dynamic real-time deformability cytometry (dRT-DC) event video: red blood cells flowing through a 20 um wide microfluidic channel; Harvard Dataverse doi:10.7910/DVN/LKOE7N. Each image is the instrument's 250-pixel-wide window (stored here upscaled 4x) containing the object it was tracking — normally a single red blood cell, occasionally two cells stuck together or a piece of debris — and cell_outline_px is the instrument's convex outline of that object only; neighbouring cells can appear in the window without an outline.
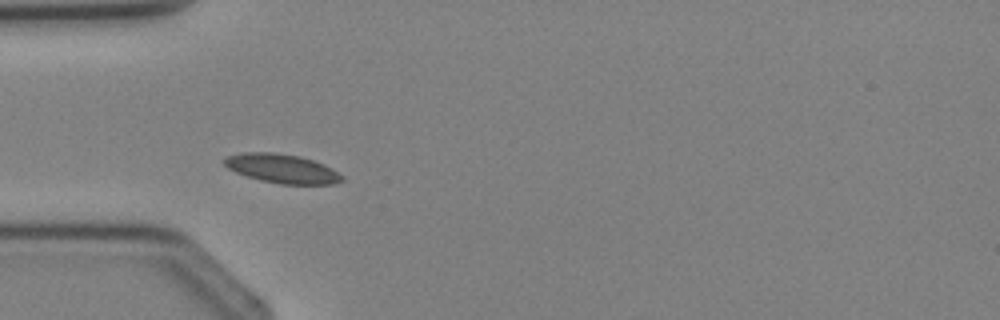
{"species": "Egyptian fruit bat (a non-hibernating species)", "species_latin": "Rousettus aegyptiacus", "temperature_condition": "cold", "stored_images_in_passage": 2, "camera_frame_rate_fps": 3000, "um_per_image_px": 0.085, "animal": {"sex": "female"}, "frame": {"image": 1, "passage_image": 2, "time_ms": 1.0, "image_size_px": [1000, 320], "cell_outline_px": [[344, 180], [332, 184], [280, 184], [260, 180], [236, 172], [228, 168], [224, 164], [224, 160], [228, 156], [244, 152], [272, 152], [300, 156], [324, 164], [332, 168], [344, 176]], "centroid_in_image_um": [24.0, 14.33], "position_along_channel_um": 61.0, "area_um2": 19.83}}